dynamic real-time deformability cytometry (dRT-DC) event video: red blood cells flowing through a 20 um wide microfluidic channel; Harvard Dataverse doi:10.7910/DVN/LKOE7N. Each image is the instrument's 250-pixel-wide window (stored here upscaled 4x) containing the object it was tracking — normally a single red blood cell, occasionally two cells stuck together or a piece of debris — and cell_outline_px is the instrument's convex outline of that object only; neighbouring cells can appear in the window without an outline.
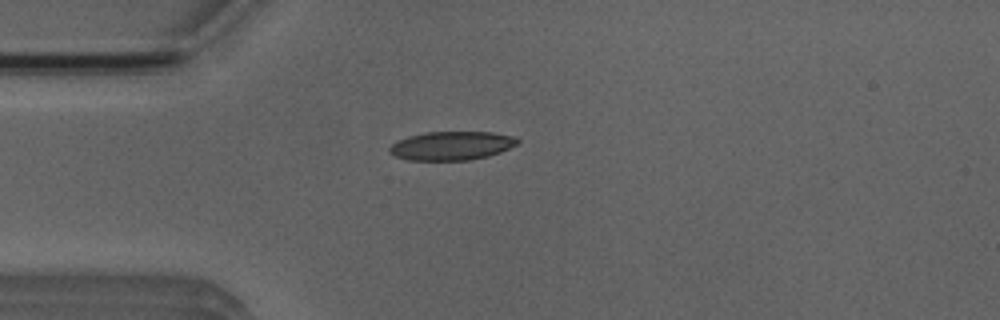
{"species": "Egyptian fruit bat (a non-hibernating species)", "species_latin": "Rousettus aegyptiacus", "temperature_condition": "room temperature", "stored_images_in_passage": 4, "camera_frame_rate_fps": 3000, "um_per_image_px": 0.085, "animal": {"sex": "male"}, "frame": {"image": 1, "passage_image": 4, "time_ms": 3.667, "image_size_px": [1000, 320], "cell_outline_px": [[520, 140], [516, 144], [500, 152], [488, 156], [468, 160], [408, 160], [396, 156], [388, 152], [388, 148], [392, 144], [408, 136], [424, 132], [492, 132], [512, 136]], "centroid_in_image_um": [38.36, 12.38], "position_along_channel_um": 46.6, "area_um2": 21.27}}